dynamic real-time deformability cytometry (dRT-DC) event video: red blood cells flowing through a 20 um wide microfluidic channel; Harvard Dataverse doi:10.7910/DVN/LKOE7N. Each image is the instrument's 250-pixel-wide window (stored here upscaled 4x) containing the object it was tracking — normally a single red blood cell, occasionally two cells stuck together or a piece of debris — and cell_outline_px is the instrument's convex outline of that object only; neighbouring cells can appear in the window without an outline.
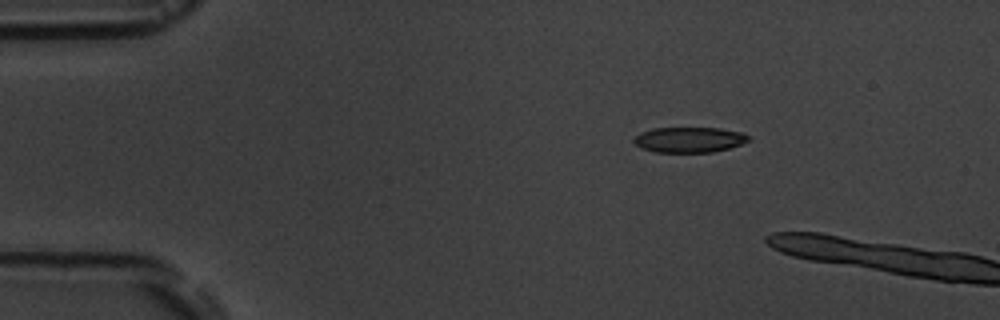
{"species": "common noctule bat (a hibernating species)", "species_latin": "Nyctalus noctula", "temperature_condition": "room temperature", "stored_images_in_passage": 3, "camera_frame_rate_fps": 3000, "um_per_image_px": 0.085, "animal": {"sex": "male", "body_mass_g": 19.5, "forearm_length_mm": 54.6}, "frame": {"image": 1, "passage_image": 2, "time_ms": 1.333, "image_size_px": [1000, 320], "cell_outline_px": [[748, 140], [740, 144], [728, 148], [712, 152], [656, 152], [640, 148], [632, 140], [640, 132], [652, 128], [720, 128], [744, 132], [748, 136]], "centroid_in_image_um": [58.55, 11.87], "position_along_channel_um": 26.4, "area_um2": 16.94}}